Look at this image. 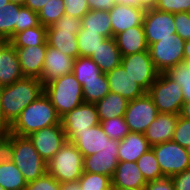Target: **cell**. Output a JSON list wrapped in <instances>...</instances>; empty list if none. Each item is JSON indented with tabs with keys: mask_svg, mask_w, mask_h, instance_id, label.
I'll return each instance as SVG.
<instances>
[{
	"mask_svg": "<svg viewBox=\"0 0 190 190\" xmlns=\"http://www.w3.org/2000/svg\"><path fill=\"white\" fill-rule=\"evenodd\" d=\"M2 87L0 86V93H1ZM0 127H1V114H0Z\"/></svg>",
	"mask_w": 190,
	"mask_h": 190,
	"instance_id": "61",
	"label": "cell"
},
{
	"mask_svg": "<svg viewBox=\"0 0 190 190\" xmlns=\"http://www.w3.org/2000/svg\"><path fill=\"white\" fill-rule=\"evenodd\" d=\"M84 157L77 147L66 141L47 163V173L60 183L78 181L83 174Z\"/></svg>",
	"mask_w": 190,
	"mask_h": 190,
	"instance_id": "4",
	"label": "cell"
},
{
	"mask_svg": "<svg viewBox=\"0 0 190 190\" xmlns=\"http://www.w3.org/2000/svg\"><path fill=\"white\" fill-rule=\"evenodd\" d=\"M81 28V19L63 15L47 28V45L76 59L79 57L77 33Z\"/></svg>",
	"mask_w": 190,
	"mask_h": 190,
	"instance_id": "5",
	"label": "cell"
},
{
	"mask_svg": "<svg viewBox=\"0 0 190 190\" xmlns=\"http://www.w3.org/2000/svg\"><path fill=\"white\" fill-rule=\"evenodd\" d=\"M106 38L97 32H85L81 30L77 33L79 56L90 57Z\"/></svg>",
	"mask_w": 190,
	"mask_h": 190,
	"instance_id": "36",
	"label": "cell"
},
{
	"mask_svg": "<svg viewBox=\"0 0 190 190\" xmlns=\"http://www.w3.org/2000/svg\"><path fill=\"white\" fill-rule=\"evenodd\" d=\"M63 0H50L38 12L40 24L48 28L65 15Z\"/></svg>",
	"mask_w": 190,
	"mask_h": 190,
	"instance_id": "37",
	"label": "cell"
},
{
	"mask_svg": "<svg viewBox=\"0 0 190 190\" xmlns=\"http://www.w3.org/2000/svg\"><path fill=\"white\" fill-rule=\"evenodd\" d=\"M90 58L102 73H107L121 64L122 56L114 37H112L106 38Z\"/></svg>",
	"mask_w": 190,
	"mask_h": 190,
	"instance_id": "26",
	"label": "cell"
},
{
	"mask_svg": "<svg viewBox=\"0 0 190 190\" xmlns=\"http://www.w3.org/2000/svg\"><path fill=\"white\" fill-rule=\"evenodd\" d=\"M128 101L121 95L109 92L95 103L100 121L115 117H124Z\"/></svg>",
	"mask_w": 190,
	"mask_h": 190,
	"instance_id": "28",
	"label": "cell"
},
{
	"mask_svg": "<svg viewBox=\"0 0 190 190\" xmlns=\"http://www.w3.org/2000/svg\"><path fill=\"white\" fill-rule=\"evenodd\" d=\"M12 161L21 171L27 183L47 173V162L41 158L28 136L14 134Z\"/></svg>",
	"mask_w": 190,
	"mask_h": 190,
	"instance_id": "6",
	"label": "cell"
},
{
	"mask_svg": "<svg viewBox=\"0 0 190 190\" xmlns=\"http://www.w3.org/2000/svg\"><path fill=\"white\" fill-rule=\"evenodd\" d=\"M158 113L151 96L146 92L141 97L128 101L124 118L130 132L144 133Z\"/></svg>",
	"mask_w": 190,
	"mask_h": 190,
	"instance_id": "10",
	"label": "cell"
},
{
	"mask_svg": "<svg viewBox=\"0 0 190 190\" xmlns=\"http://www.w3.org/2000/svg\"><path fill=\"white\" fill-rule=\"evenodd\" d=\"M187 14H188V16H189V18H190V9H189V11L187 12Z\"/></svg>",
	"mask_w": 190,
	"mask_h": 190,
	"instance_id": "62",
	"label": "cell"
},
{
	"mask_svg": "<svg viewBox=\"0 0 190 190\" xmlns=\"http://www.w3.org/2000/svg\"><path fill=\"white\" fill-rule=\"evenodd\" d=\"M184 43L176 34V37L162 39L148 47L151 60L160 73H165L184 60Z\"/></svg>",
	"mask_w": 190,
	"mask_h": 190,
	"instance_id": "9",
	"label": "cell"
},
{
	"mask_svg": "<svg viewBox=\"0 0 190 190\" xmlns=\"http://www.w3.org/2000/svg\"><path fill=\"white\" fill-rule=\"evenodd\" d=\"M184 60L190 62V40L184 43Z\"/></svg>",
	"mask_w": 190,
	"mask_h": 190,
	"instance_id": "54",
	"label": "cell"
},
{
	"mask_svg": "<svg viewBox=\"0 0 190 190\" xmlns=\"http://www.w3.org/2000/svg\"><path fill=\"white\" fill-rule=\"evenodd\" d=\"M44 93V85L35 77L19 79L11 85L3 86L0 93L1 128L6 131L20 113Z\"/></svg>",
	"mask_w": 190,
	"mask_h": 190,
	"instance_id": "1",
	"label": "cell"
},
{
	"mask_svg": "<svg viewBox=\"0 0 190 190\" xmlns=\"http://www.w3.org/2000/svg\"><path fill=\"white\" fill-rule=\"evenodd\" d=\"M25 190H60V182L52 175L46 173L42 177L28 182Z\"/></svg>",
	"mask_w": 190,
	"mask_h": 190,
	"instance_id": "43",
	"label": "cell"
},
{
	"mask_svg": "<svg viewBox=\"0 0 190 190\" xmlns=\"http://www.w3.org/2000/svg\"><path fill=\"white\" fill-rule=\"evenodd\" d=\"M9 3V0H0V7L7 5Z\"/></svg>",
	"mask_w": 190,
	"mask_h": 190,
	"instance_id": "59",
	"label": "cell"
},
{
	"mask_svg": "<svg viewBox=\"0 0 190 190\" xmlns=\"http://www.w3.org/2000/svg\"><path fill=\"white\" fill-rule=\"evenodd\" d=\"M56 124H60V116L49 97L43 93L20 113L7 131L18 136H29L37 130Z\"/></svg>",
	"mask_w": 190,
	"mask_h": 190,
	"instance_id": "2",
	"label": "cell"
},
{
	"mask_svg": "<svg viewBox=\"0 0 190 190\" xmlns=\"http://www.w3.org/2000/svg\"><path fill=\"white\" fill-rule=\"evenodd\" d=\"M176 34L184 41L190 40V18L187 12L174 14Z\"/></svg>",
	"mask_w": 190,
	"mask_h": 190,
	"instance_id": "46",
	"label": "cell"
},
{
	"mask_svg": "<svg viewBox=\"0 0 190 190\" xmlns=\"http://www.w3.org/2000/svg\"><path fill=\"white\" fill-rule=\"evenodd\" d=\"M14 153V134L3 131L0 134V164L12 161Z\"/></svg>",
	"mask_w": 190,
	"mask_h": 190,
	"instance_id": "42",
	"label": "cell"
},
{
	"mask_svg": "<svg viewBox=\"0 0 190 190\" xmlns=\"http://www.w3.org/2000/svg\"><path fill=\"white\" fill-rule=\"evenodd\" d=\"M9 2L23 6L25 3V0H9Z\"/></svg>",
	"mask_w": 190,
	"mask_h": 190,
	"instance_id": "57",
	"label": "cell"
},
{
	"mask_svg": "<svg viewBox=\"0 0 190 190\" xmlns=\"http://www.w3.org/2000/svg\"><path fill=\"white\" fill-rule=\"evenodd\" d=\"M81 190H111L112 179L109 176L83 172L79 178Z\"/></svg>",
	"mask_w": 190,
	"mask_h": 190,
	"instance_id": "38",
	"label": "cell"
},
{
	"mask_svg": "<svg viewBox=\"0 0 190 190\" xmlns=\"http://www.w3.org/2000/svg\"><path fill=\"white\" fill-rule=\"evenodd\" d=\"M72 73L81 86H83L86 84V81L98 79L102 71L90 57L79 56L74 59Z\"/></svg>",
	"mask_w": 190,
	"mask_h": 190,
	"instance_id": "32",
	"label": "cell"
},
{
	"mask_svg": "<svg viewBox=\"0 0 190 190\" xmlns=\"http://www.w3.org/2000/svg\"><path fill=\"white\" fill-rule=\"evenodd\" d=\"M9 41L5 39H0V50L8 43Z\"/></svg>",
	"mask_w": 190,
	"mask_h": 190,
	"instance_id": "58",
	"label": "cell"
},
{
	"mask_svg": "<svg viewBox=\"0 0 190 190\" xmlns=\"http://www.w3.org/2000/svg\"><path fill=\"white\" fill-rule=\"evenodd\" d=\"M85 32H97L105 38H112L111 18L108 11L89 10L81 18Z\"/></svg>",
	"mask_w": 190,
	"mask_h": 190,
	"instance_id": "27",
	"label": "cell"
},
{
	"mask_svg": "<svg viewBox=\"0 0 190 190\" xmlns=\"http://www.w3.org/2000/svg\"><path fill=\"white\" fill-rule=\"evenodd\" d=\"M22 74L26 77L40 78L42 75L47 46L15 48Z\"/></svg>",
	"mask_w": 190,
	"mask_h": 190,
	"instance_id": "21",
	"label": "cell"
},
{
	"mask_svg": "<svg viewBox=\"0 0 190 190\" xmlns=\"http://www.w3.org/2000/svg\"><path fill=\"white\" fill-rule=\"evenodd\" d=\"M44 93L60 117L84 103L82 86L73 73L63 75L44 85Z\"/></svg>",
	"mask_w": 190,
	"mask_h": 190,
	"instance_id": "3",
	"label": "cell"
},
{
	"mask_svg": "<svg viewBox=\"0 0 190 190\" xmlns=\"http://www.w3.org/2000/svg\"><path fill=\"white\" fill-rule=\"evenodd\" d=\"M105 74L110 92L123 96L127 101L134 100L146 93V91L125 72L121 64Z\"/></svg>",
	"mask_w": 190,
	"mask_h": 190,
	"instance_id": "19",
	"label": "cell"
},
{
	"mask_svg": "<svg viewBox=\"0 0 190 190\" xmlns=\"http://www.w3.org/2000/svg\"><path fill=\"white\" fill-rule=\"evenodd\" d=\"M47 28L40 24L24 31L16 33L9 43L14 48H25L31 46H47Z\"/></svg>",
	"mask_w": 190,
	"mask_h": 190,
	"instance_id": "29",
	"label": "cell"
},
{
	"mask_svg": "<svg viewBox=\"0 0 190 190\" xmlns=\"http://www.w3.org/2000/svg\"><path fill=\"white\" fill-rule=\"evenodd\" d=\"M90 10L109 11L115 4V0H87Z\"/></svg>",
	"mask_w": 190,
	"mask_h": 190,
	"instance_id": "49",
	"label": "cell"
},
{
	"mask_svg": "<svg viewBox=\"0 0 190 190\" xmlns=\"http://www.w3.org/2000/svg\"><path fill=\"white\" fill-rule=\"evenodd\" d=\"M23 77L16 49L8 42L0 50V86L11 85Z\"/></svg>",
	"mask_w": 190,
	"mask_h": 190,
	"instance_id": "22",
	"label": "cell"
},
{
	"mask_svg": "<svg viewBox=\"0 0 190 190\" xmlns=\"http://www.w3.org/2000/svg\"><path fill=\"white\" fill-rule=\"evenodd\" d=\"M119 141L109 139V145L98 153L84 157L83 171L109 176L111 179L118 164Z\"/></svg>",
	"mask_w": 190,
	"mask_h": 190,
	"instance_id": "15",
	"label": "cell"
},
{
	"mask_svg": "<svg viewBox=\"0 0 190 190\" xmlns=\"http://www.w3.org/2000/svg\"><path fill=\"white\" fill-rule=\"evenodd\" d=\"M172 141L185 148L190 145V120L179 115Z\"/></svg>",
	"mask_w": 190,
	"mask_h": 190,
	"instance_id": "41",
	"label": "cell"
},
{
	"mask_svg": "<svg viewBox=\"0 0 190 190\" xmlns=\"http://www.w3.org/2000/svg\"><path fill=\"white\" fill-rule=\"evenodd\" d=\"M146 190H174L171 177H163L154 181H148L144 187Z\"/></svg>",
	"mask_w": 190,
	"mask_h": 190,
	"instance_id": "48",
	"label": "cell"
},
{
	"mask_svg": "<svg viewBox=\"0 0 190 190\" xmlns=\"http://www.w3.org/2000/svg\"><path fill=\"white\" fill-rule=\"evenodd\" d=\"M114 39L122 57L148 50L143 25L118 33Z\"/></svg>",
	"mask_w": 190,
	"mask_h": 190,
	"instance_id": "23",
	"label": "cell"
},
{
	"mask_svg": "<svg viewBox=\"0 0 190 190\" xmlns=\"http://www.w3.org/2000/svg\"><path fill=\"white\" fill-rule=\"evenodd\" d=\"M21 5L8 3L0 7V39L9 41L15 35Z\"/></svg>",
	"mask_w": 190,
	"mask_h": 190,
	"instance_id": "30",
	"label": "cell"
},
{
	"mask_svg": "<svg viewBox=\"0 0 190 190\" xmlns=\"http://www.w3.org/2000/svg\"><path fill=\"white\" fill-rule=\"evenodd\" d=\"M82 91L84 103H97L110 92L106 74L102 73L98 79L86 81V84L82 86Z\"/></svg>",
	"mask_w": 190,
	"mask_h": 190,
	"instance_id": "33",
	"label": "cell"
},
{
	"mask_svg": "<svg viewBox=\"0 0 190 190\" xmlns=\"http://www.w3.org/2000/svg\"><path fill=\"white\" fill-rule=\"evenodd\" d=\"M155 8L172 14L188 12L190 9V0H158Z\"/></svg>",
	"mask_w": 190,
	"mask_h": 190,
	"instance_id": "44",
	"label": "cell"
},
{
	"mask_svg": "<svg viewBox=\"0 0 190 190\" xmlns=\"http://www.w3.org/2000/svg\"><path fill=\"white\" fill-rule=\"evenodd\" d=\"M50 0H25L23 6L31 9L32 11L38 13L42 7L47 4Z\"/></svg>",
	"mask_w": 190,
	"mask_h": 190,
	"instance_id": "50",
	"label": "cell"
},
{
	"mask_svg": "<svg viewBox=\"0 0 190 190\" xmlns=\"http://www.w3.org/2000/svg\"><path fill=\"white\" fill-rule=\"evenodd\" d=\"M115 2L121 5L138 6L137 0H115Z\"/></svg>",
	"mask_w": 190,
	"mask_h": 190,
	"instance_id": "55",
	"label": "cell"
},
{
	"mask_svg": "<svg viewBox=\"0 0 190 190\" xmlns=\"http://www.w3.org/2000/svg\"><path fill=\"white\" fill-rule=\"evenodd\" d=\"M174 190H190V168L171 177Z\"/></svg>",
	"mask_w": 190,
	"mask_h": 190,
	"instance_id": "47",
	"label": "cell"
},
{
	"mask_svg": "<svg viewBox=\"0 0 190 190\" xmlns=\"http://www.w3.org/2000/svg\"><path fill=\"white\" fill-rule=\"evenodd\" d=\"M179 115L185 119L190 120V101H185L183 103L182 109Z\"/></svg>",
	"mask_w": 190,
	"mask_h": 190,
	"instance_id": "53",
	"label": "cell"
},
{
	"mask_svg": "<svg viewBox=\"0 0 190 190\" xmlns=\"http://www.w3.org/2000/svg\"><path fill=\"white\" fill-rule=\"evenodd\" d=\"M121 65L146 92L160 74L151 60L149 50L122 57Z\"/></svg>",
	"mask_w": 190,
	"mask_h": 190,
	"instance_id": "11",
	"label": "cell"
},
{
	"mask_svg": "<svg viewBox=\"0 0 190 190\" xmlns=\"http://www.w3.org/2000/svg\"><path fill=\"white\" fill-rule=\"evenodd\" d=\"M157 3H158V0H137L138 6L144 9L155 8Z\"/></svg>",
	"mask_w": 190,
	"mask_h": 190,
	"instance_id": "52",
	"label": "cell"
},
{
	"mask_svg": "<svg viewBox=\"0 0 190 190\" xmlns=\"http://www.w3.org/2000/svg\"><path fill=\"white\" fill-rule=\"evenodd\" d=\"M28 137L41 158L47 163L67 141L61 123L37 130Z\"/></svg>",
	"mask_w": 190,
	"mask_h": 190,
	"instance_id": "13",
	"label": "cell"
},
{
	"mask_svg": "<svg viewBox=\"0 0 190 190\" xmlns=\"http://www.w3.org/2000/svg\"><path fill=\"white\" fill-rule=\"evenodd\" d=\"M65 15L81 19L89 10L87 0H63Z\"/></svg>",
	"mask_w": 190,
	"mask_h": 190,
	"instance_id": "45",
	"label": "cell"
},
{
	"mask_svg": "<svg viewBox=\"0 0 190 190\" xmlns=\"http://www.w3.org/2000/svg\"><path fill=\"white\" fill-rule=\"evenodd\" d=\"M67 141L73 143L82 153L83 157L102 151L109 145V137L102 126L96 125L83 132H64Z\"/></svg>",
	"mask_w": 190,
	"mask_h": 190,
	"instance_id": "14",
	"label": "cell"
},
{
	"mask_svg": "<svg viewBox=\"0 0 190 190\" xmlns=\"http://www.w3.org/2000/svg\"><path fill=\"white\" fill-rule=\"evenodd\" d=\"M60 190H81L79 181L60 183Z\"/></svg>",
	"mask_w": 190,
	"mask_h": 190,
	"instance_id": "51",
	"label": "cell"
},
{
	"mask_svg": "<svg viewBox=\"0 0 190 190\" xmlns=\"http://www.w3.org/2000/svg\"><path fill=\"white\" fill-rule=\"evenodd\" d=\"M64 132H83L100 124L95 104L82 103L60 117Z\"/></svg>",
	"mask_w": 190,
	"mask_h": 190,
	"instance_id": "16",
	"label": "cell"
},
{
	"mask_svg": "<svg viewBox=\"0 0 190 190\" xmlns=\"http://www.w3.org/2000/svg\"><path fill=\"white\" fill-rule=\"evenodd\" d=\"M165 74L181 86L184 101H190V62L180 61L176 66L170 67Z\"/></svg>",
	"mask_w": 190,
	"mask_h": 190,
	"instance_id": "34",
	"label": "cell"
},
{
	"mask_svg": "<svg viewBox=\"0 0 190 190\" xmlns=\"http://www.w3.org/2000/svg\"><path fill=\"white\" fill-rule=\"evenodd\" d=\"M136 163L146 182L165 177L162 174L155 153L152 149L142 154Z\"/></svg>",
	"mask_w": 190,
	"mask_h": 190,
	"instance_id": "35",
	"label": "cell"
},
{
	"mask_svg": "<svg viewBox=\"0 0 190 190\" xmlns=\"http://www.w3.org/2000/svg\"><path fill=\"white\" fill-rule=\"evenodd\" d=\"M4 130L0 127V134L3 132Z\"/></svg>",
	"mask_w": 190,
	"mask_h": 190,
	"instance_id": "63",
	"label": "cell"
},
{
	"mask_svg": "<svg viewBox=\"0 0 190 190\" xmlns=\"http://www.w3.org/2000/svg\"><path fill=\"white\" fill-rule=\"evenodd\" d=\"M151 147L144 133L129 132L119 141L118 161L136 162Z\"/></svg>",
	"mask_w": 190,
	"mask_h": 190,
	"instance_id": "24",
	"label": "cell"
},
{
	"mask_svg": "<svg viewBox=\"0 0 190 190\" xmlns=\"http://www.w3.org/2000/svg\"><path fill=\"white\" fill-rule=\"evenodd\" d=\"M73 63L74 58L47 45L42 75L39 80L46 85L56 78L70 74L73 72Z\"/></svg>",
	"mask_w": 190,
	"mask_h": 190,
	"instance_id": "17",
	"label": "cell"
},
{
	"mask_svg": "<svg viewBox=\"0 0 190 190\" xmlns=\"http://www.w3.org/2000/svg\"><path fill=\"white\" fill-rule=\"evenodd\" d=\"M162 174L172 177L190 168V157L185 147L178 143L168 141L151 147Z\"/></svg>",
	"mask_w": 190,
	"mask_h": 190,
	"instance_id": "8",
	"label": "cell"
},
{
	"mask_svg": "<svg viewBox=\"0 0 190 190\" xmlns=\"http://www.w3.org/2000/svg\"><path fill=\"white\" fill-rule=\"evenodd\" d=\"M147 184L136 162L119 161L112 177V186L142 188Z\"/></svg>",
	"mask_w": 190,
	"mask_h": 190,
	"instance_id": "25",
	"label": "cell"
},
{
	"mask_svg": "<svg viewBox=\"0 0 190 190\" xmlns=\"http://www.w3.org/2000/svg\"><path fill=\"white\" fill-rule=\"evenodd\" d=\"M143 27L148 47L165 38L176 37L174 14L146 9Z\"/></svg>",
	"mask_w": 190,
	"mask_h": 190,
	"instance_id": "12",
	"label": "cell"
},
{
	"mask_svg": "<svg viewBox=\"0 0 190 190\" xmlns=\"http://www.w3.org/2000/svg\"><path fill=\"white\" fill-rule=\"evenodd\" d=\"M187 153L189 154L190 157V145L188 147H186Z\"/></svg>",
	"mask_w": 190,
	"mask_h": 190,
	"instance_id": "60",
	"label": "cell"
},
{
	"mask_svg": "<svg viewBox=\"0 0 190 190\" xmlns=\"http://www.w3.org/2000/svg\"><path fill=\"white\" fill-rule=\"evenodd\" d=\"M23 174L13 161L0 164V186L5 190H25Z\"/></svg>",
	"mask_w": 190,
	"mask_h": 190,
	"instance_id": "31",
	"label": "cell"
},
{
	"mask_svg": "<svg viewBox=\"0 0 190 190\" xmlns=\"http://www.w3.org/2000/svg\"><path fill=\"white\" fill-rule=\"evenodd\" d=\"M159 113L179 115L184 101L181 86L165 73H160L147 92Z\"/></svg>",
	"mask_w": 190,
	"mask_h": 190,
	"instance_id": "7",
	"label": "cell"
},
{
	"mask_svg": "<svg viewBox=\"0 0 190 190\" xmlns=\"http://www.w3.org/2000/svg\"><path fill=\"white\" fill-rule=\"evenodd\" d=\"M111 190H146V189L144 187H142V188H121V187L111 186Z\"/></svg>",
	"mask_w": 190,
	"mask_h": 190,
	"instance_id": "56",
	"label": "cell"
},
{
	"mask_svg": "<svg viewBox=\"0 0 190 190\" xmlns=\"http://www.w3.org/2000/svg\"><path fill=\"white\" fill-rule=\"evenodd\" d=\"M112 37L131 27L143 25L146 9L139 6L115 4L109 11Z\"/></svg>",
	"mask_w": 190,
	"mask_h": 190,
	"instance_id": "18",
	"label": "cell"
},
{
	"mask_svg": "<svg viewBox=\"0 0 190 190\" xmlns=\"http://www.w3.org/2000/svg\"><path fill=\"white\" fill-rule=\"evenodd\" d=\"M40 25L38 13L22 6L19 9L18 25L15 26V34L26 29L37 27Z\"/></svg>",
	"mask_w": 190,
	"mask_h": 190,
	"instance_id": "40",
	"label": "cell"
},
{
	"mask_svg": "<svg viewBox=\"0 0 190 190\" xmlns=\"http://www.w3.org/2000/svg\"><path fill=\"white\" fill-rule=\"evenodd\" d=\"M179 115L158 113L156 119L144 132V136L151 146L172 141Z\"/></svg>",
	"mask_w": 190,
	"mask_h": 190,
	"instance_id": "20",
	"label": "cell"
},
{
	"mask_svg": "<svg viewBox=\"0 0 190 190\" xmlns=\"http://www.w3.org/2000/svg\"><path fill=\"white\" fill-rule=\"evenodd\" d=\"M106 135L113 140L121 141L130 131L124 117H115L100 121Z\"/></svg>",
	"mask_w": 190,
	"mask_h": 190,
	"instance_id": "39",
	"label": "cell"
}]
</instances>
